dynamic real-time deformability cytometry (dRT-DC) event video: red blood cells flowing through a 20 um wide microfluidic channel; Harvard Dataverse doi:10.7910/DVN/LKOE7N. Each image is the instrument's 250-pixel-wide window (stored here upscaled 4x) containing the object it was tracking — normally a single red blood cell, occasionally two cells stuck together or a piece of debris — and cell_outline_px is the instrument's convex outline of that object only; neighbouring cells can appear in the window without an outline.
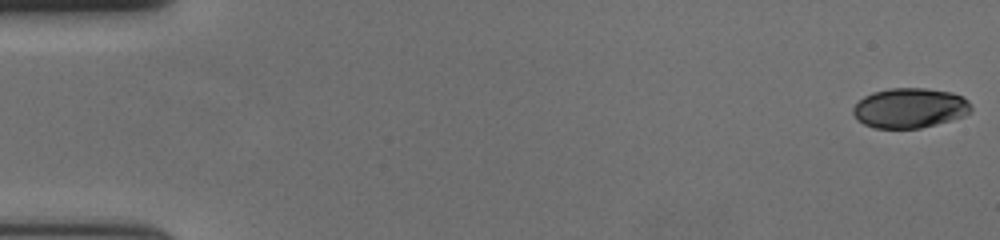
{"species": "human", "species_latin": "Homo sapiens", "temperature_condition": "cold", "stored_images_in_passage": 58, "camera_frame_rate_fps": 3000, "um_per_image_px": 0.085, "donor": {"sex": "female"}, "frame": {"image": 1, "passage_image": 1, "time_ms": 0.0, "image_size_px": [1000, 240], "cell_outline_px": [[972, 112], [964, 116], [936, 124], [920, 128], [876, 128], [864, 124], [856, 120], [852, 112], [852, 108], [864, 96], [872, 92], [888, 88], [928, 88], [952, 92], [968, 100], [972, 108]], "centroid_in_image_um": [77.33, 9.17], "position_along_channel_um": 7.7, "area_um2": 27.63}}
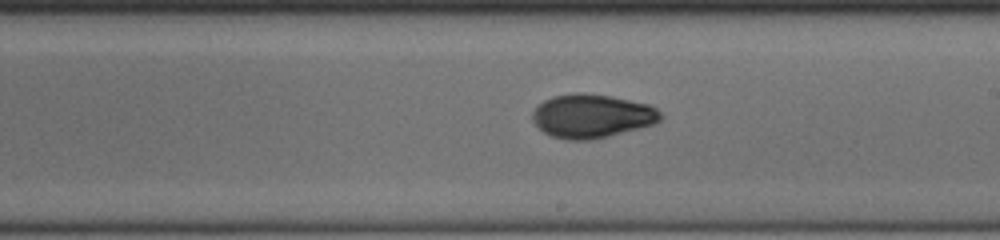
{"frame": {"image": 2, "passage_image": 34, "time_ms": 11.0, "image_size_px": [1000, 240], "cell_outline_px": [[660, 120], [656, 124], [592, 140], [568, 140], [552, 136], [544, 132], [532, 120], [532, 112], [544, 100], [552, 96], [572, 92], [584, 92], [612, 96], [648, 104], [656, 108], [660, 112]], "centroid_in_image_um": [50.31, 9.85], "position_along_channel_um": 238.7, "area_um2": 32.71}}
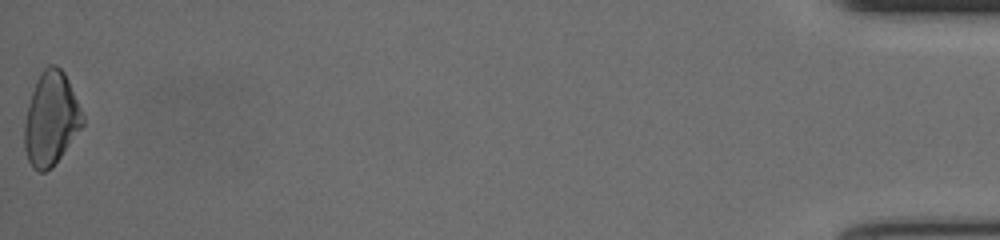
{"frame": {"image": 3, "passage_image": 58, "time_ms": 19.0, "image_size_px": [1000, 240], "cell_outline_px": [[84, 124], [52, 168], [44, 172], [40, 172], [32, 168], [28, 160], [24, 148], [24, 124], [28, 104], [36, 80], [40, 72], [48, 64], [56, 64], [64, 72], [68, 80], [84, 116]], "centroid_in_image_um": [4.32, 10.1], "position_along_channel_um": 430.9, "area_um2": 31.67}, "authors_computed_cell_mechanics": {"area_um2": 30.8652, "velocity_mm_per_s": 3.6653, "shape_relaxation_time_tau1_ms": 6.3364, "shape_relaxation_time_tau2_ms": 2.72, "deformation_change_tau1": 0.1884, "deformation_change_tau2": 0.0581}}